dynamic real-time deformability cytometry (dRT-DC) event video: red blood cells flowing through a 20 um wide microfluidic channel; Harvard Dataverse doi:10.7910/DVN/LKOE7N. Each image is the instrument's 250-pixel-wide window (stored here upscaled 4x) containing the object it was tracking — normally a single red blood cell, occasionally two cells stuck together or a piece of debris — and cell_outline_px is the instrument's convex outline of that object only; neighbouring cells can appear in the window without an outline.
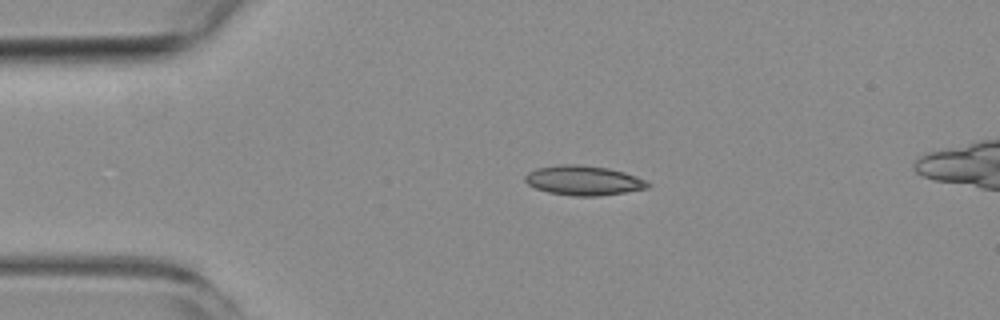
{"species": "common noctule bat (a hibernating species)", "species_latin": "Nyctalus noctula", "temperature_condition": "room temperature", "stored_images_in_passage": 4, "camera_frame_rate_fps": 3000, "um_per_image_px": 0.085, "animal": {"sex": "female", "body_mass_g": 19.3, "forearm_length_mm": 54.1}, "frame": {"image": 1, "passage_image": 3, "time_ms": 2.333, "image_size_px": [1000, 320], "cell_outline_px": [[652, 184], [648, 188], [600, 196], [572, 196], [548, 192], [536, 188], [528, 184], [524, 180], [524, 176], [528, 172], [536, 168], [560, 164], [580, 164], [608, 168], [624, 172], [636, 176]], "centroid_in_image_um": [49.58, 15.33], "position_along_channel_um": 35.4, "area_um2": 21.27}}